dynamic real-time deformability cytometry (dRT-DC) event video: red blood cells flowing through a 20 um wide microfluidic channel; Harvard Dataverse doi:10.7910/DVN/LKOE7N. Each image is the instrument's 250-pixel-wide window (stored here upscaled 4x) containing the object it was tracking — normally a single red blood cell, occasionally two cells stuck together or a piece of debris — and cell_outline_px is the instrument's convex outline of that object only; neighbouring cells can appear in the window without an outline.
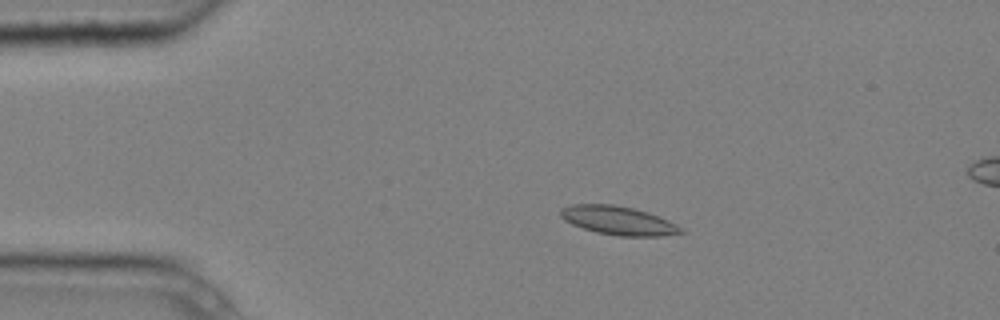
{"species": "common noctule bat (a hibernating species)", "species_latin": "Nyctalus noctula", "temperature_condition": "cold", "stored_images_in_passage": 8, "camera_frame_rate_fps": 3000, "um_per_image_px": 0.085, "animal": {"sex": "male", "body_mass_g": 20.4}, "frame": {"image": 1, "passage_image": 1, "time_ms": 0.0, "image_size_px": [1000, 320], "cell_outline_px": [[684, 232], [660, 236], [620, 236], [596, 232], [572, 224], [564, 220], [560, 216], [560, 208], [572, 204], [612, 204], [632, 208], [648, 212], [668, 220], [684, 228]], "centroid_in_image_um": [52.55, 18.74], "position_along_channel_um": 32.5, "area_um2": 20.06}}
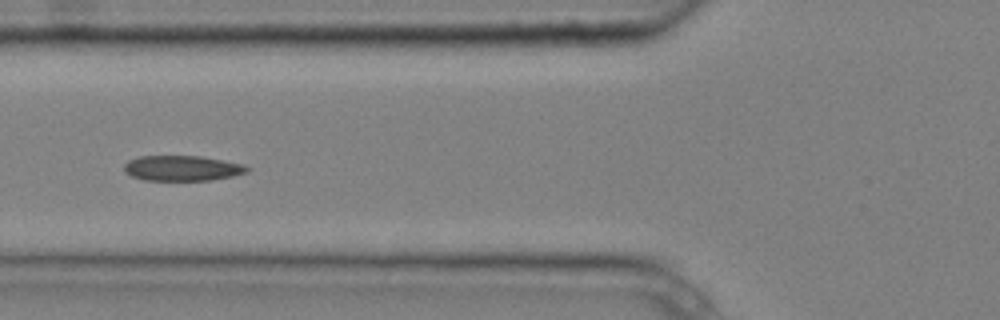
{"frame": {"image": 2, "passage_image": 3, "time_ms": 0.667, "image_size_px": [1000, 320], "cell_outline_px": [[252, 168], [248, 172], [232, 176], [212, 180], [144, 180], [132, 176], [124, 172], [124, 164], [128, 160], [140, 156], [200, 156], [244, 164]], "centroid_in_image_um": [15.5, 14.29], "position_along_channel_um": 110.3, "area_um2": 18.21}}
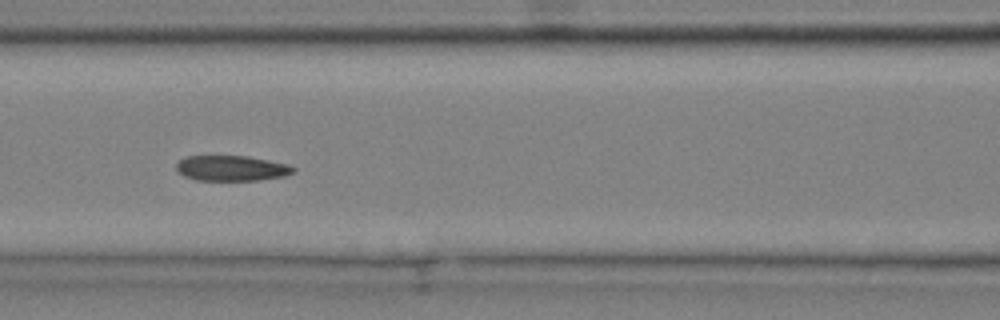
{"frame": {"image": 3, "passage_image": 4, "time_ms": 1.0, "image_size_px": [1000, 320], "cell_outline_px": [[296, 172], [284, 176], [260, 180], [196, 180], [184, 176], [176, 168], [176, 164], [180, 160], [188, 156], [248, 156], [288, 164], [296, 168]], "centroid_in_image_um": [19.72, 14.3], "position_along_channel_um": 146.9, "area_um2": 17.28}}